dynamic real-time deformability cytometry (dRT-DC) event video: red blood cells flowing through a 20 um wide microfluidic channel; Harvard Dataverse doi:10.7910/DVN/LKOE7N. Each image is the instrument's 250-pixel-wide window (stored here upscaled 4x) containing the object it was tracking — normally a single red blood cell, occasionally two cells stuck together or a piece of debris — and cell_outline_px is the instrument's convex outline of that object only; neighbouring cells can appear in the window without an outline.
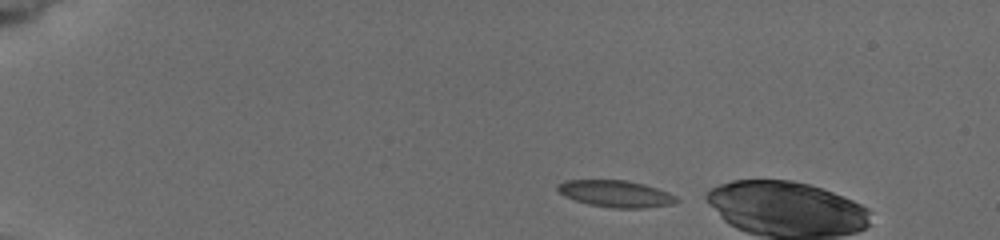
{"species": "common noctule bat (a hibernating species)", "species_latin": "Nyctalus noctula", "temperature_condition": "cold", "stored_images_in_passage": 3, "camera_frame_rate_fps": 3000, "um_per_image_px": 0.085, "animal": {"sex": "female", "body_mass_g": 19.5, "forearm_length_mm": 54.1}, "frame": {"image": 1, "passage_image": 1, "time_ms": 0.0, "image_size_px": [1000, 240], "cell_outline_px": [[680, 200], [672, 204], [644, 208], [612, 208], [588, 204], [564, 196], [556, 188], [556, 184], [564, 180], [624, 180], [644, 184], [668, 192], [676, 196]], "centroid_in_image_um": [52.32, 16.47], "position_along_channel_um": 32.7, "area_um2": 18.55}}